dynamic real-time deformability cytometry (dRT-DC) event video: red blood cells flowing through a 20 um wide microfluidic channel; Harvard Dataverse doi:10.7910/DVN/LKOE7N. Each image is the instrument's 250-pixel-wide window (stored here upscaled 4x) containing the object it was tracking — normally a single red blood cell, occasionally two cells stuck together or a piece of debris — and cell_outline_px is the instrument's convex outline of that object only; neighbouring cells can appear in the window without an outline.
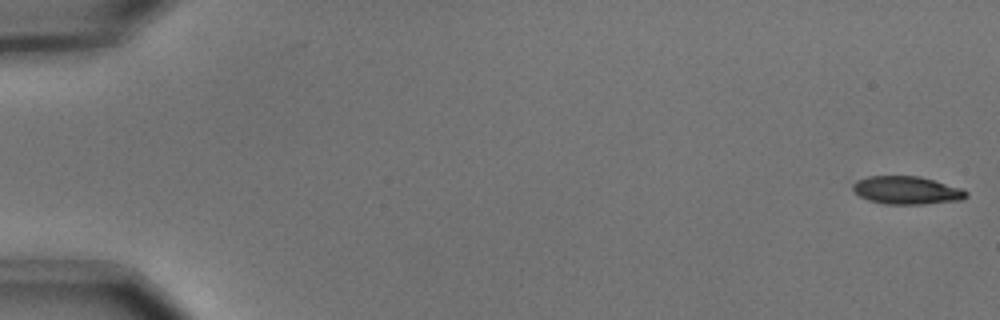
{"species": "common noctule bat (a hibernating species)", "species_latin": "Nyctalus noctula", "temperature_condition": "cold", "stored_images_in_passage": 2, "camera_frame_rate_fps": 3000, "um_per_image_px": 0.085, "animal": {"sex": "male", "body_mass_g": 15.6}, "frame": {"image": 1, "passage_image": 2, "time_ms": 0.333, "image_size_px": [1000, 320], "cell_outline_px": [[968, 196], [964, 200], [924, 204], [884, 204], [868, 200], [860, 196], [852, 188], [852, 184], [856, 180], [868, 176], [920, 176], [964, 188], [968, 192]], "centroid_in_image_um": [77.12, 16.17], "position_along_channel_um": 7.9, "area_um2": 18.79}}